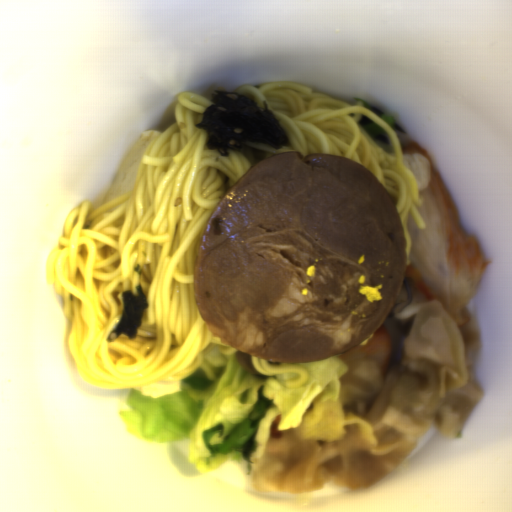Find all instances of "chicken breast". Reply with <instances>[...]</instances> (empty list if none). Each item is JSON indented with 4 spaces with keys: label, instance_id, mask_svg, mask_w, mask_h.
<instances>
[{
    "label": "chicken breast",
    "instance_id": "1",
    "mask_svg": "<svg viewBox=\"0 0 512 512\" xmlns=\"http://www.w3.org/2000/svg\"><path fill=\"white\" fill-rule=\"evenodd\" d=\"M422 200L417 209L425 227L420 230L410 213L411 242L405 278L415 283L427 301L442 304L459 328L471 321L468 307L489 265L481 254L476 234L461 225L445 176L417 141L401 149Z\"/></svg>",
    "mask_w": 512,
    "mask_h": 512
},
{
    "label": "chicken breast",
    "instance_id": "2",
    "mask_svg": "<svg viewBox=\"0 0 512 512\" xmlns=\"http://www.w3.org/2000/svg\"><path fill=\"white\" fill-rule=\"evenodd\" d=\"M393 349L389 332L379 325L374 333L351 349L335 354L347 361L352 359H375L384 373L391 359Z\"/></svg>",
    "mask_w": 512,
    "mask_h": 512
},
{
    "label": "chicken breast",
    "instance_id": "3",
    "mask_svg": "<svg viewBox=\"0 0 512 512\" xmlns=\"http://www.w3.org/2000/svg\"><path fill=\"white\" fill-rule=\"evenodd\" d=\"M282 415H276V417L272 420L269 426L270 438H279L283 436L284 430H279L278 424L281 420Z\"/></svg>",
    "mask_w": 512,
    "mask_h": 512
}]
</instances>
